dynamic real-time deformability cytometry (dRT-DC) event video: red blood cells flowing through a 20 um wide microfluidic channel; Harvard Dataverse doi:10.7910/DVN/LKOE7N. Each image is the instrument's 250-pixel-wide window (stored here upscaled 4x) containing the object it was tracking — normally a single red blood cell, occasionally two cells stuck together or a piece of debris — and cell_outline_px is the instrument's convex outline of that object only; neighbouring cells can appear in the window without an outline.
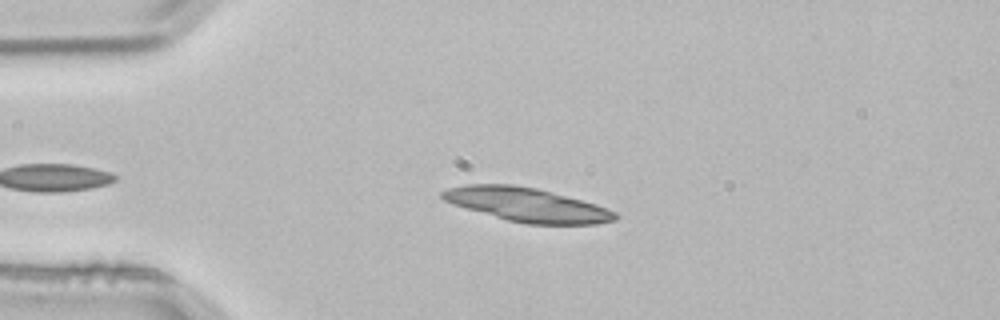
{"species": "common noctule bat (a hibernating species)", "species_latin": "Nyctalus noctula", "temperature_condition": "room temperature", "stored_images_in_passage": 3, "camera_frame_rate_fps": 3000, "um_per_image_px": 0.085, "animal": {"sex": "male", "body_mass_g": 21.5, "forearm_length_mm": 52.0}, "frame": {"image": 1, "passage_image": 3, "time_ms": 0.667, "image_size_px": [1000, 320], "cell_outline_px": [[616, 220], [596, 224], [528, 224], [508, 220], [452, 204], [444, 200], [440, 196], [440, 192], [448, 188], [468, 184], [512, 184], [536, 188], [552, 192], [596, 204], [616, 212]], "centroid_in_image_um": [44.77, 17.39], "position_along_channel_um": 40.2, "area_um2": 33.81}}